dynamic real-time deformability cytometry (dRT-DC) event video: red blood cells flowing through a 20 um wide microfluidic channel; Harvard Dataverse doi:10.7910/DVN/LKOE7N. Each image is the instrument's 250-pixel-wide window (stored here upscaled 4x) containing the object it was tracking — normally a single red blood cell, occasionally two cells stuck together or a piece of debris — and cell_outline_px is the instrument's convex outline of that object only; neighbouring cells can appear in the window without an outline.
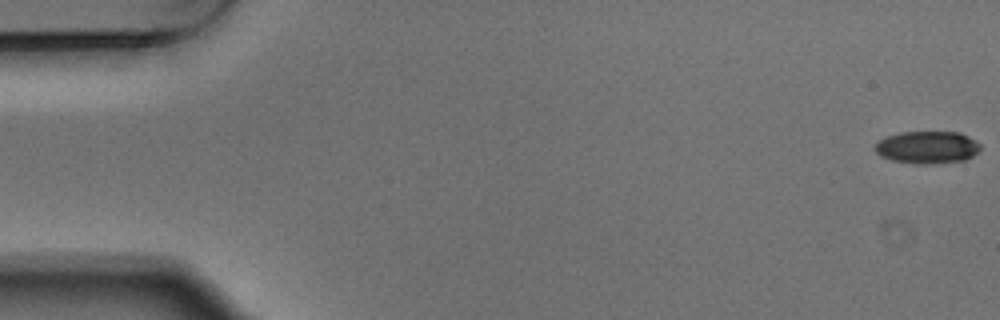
{"species": "Egyptian fruit bat (a non-hibernating species)", "species_latin": "Rousettus aegyptiacus", "temperature_condition": "warm", "stored_images_in_passage": 5, "camera_frame_rate_fps": 3000, "um_per_image_px": 0.085, "animal": {"sex": "male"}, "frame": {"image": 1, "passage_image": 1, "time_ms": 0.0, "image_size_px": [1000, 320], "cell_outline_px": [[980, 148], [972, 156], [964, 160], [928, 164], [916, 164], [892, 160], [880, 156], [876, 152], [876, 144], [880, 140], [888, 136], [900, 132], [960, 132], [976, 140], [980, 144]], "centroid_in_image_um": [78.83, 12.52], "position_along_channel_um": 6.2, "area_um2": 19.77}}
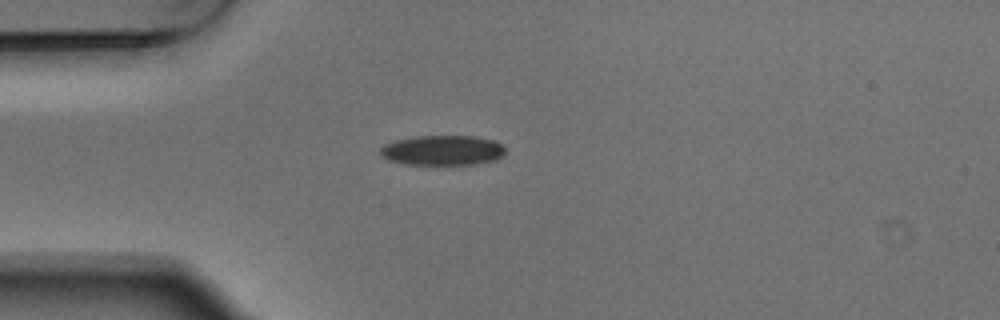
{"frame": {"image": 2, "passage_image": 4, "time_ms": 1.0, "image_size_px": [1000, 320], "cell_outline_px": [[504, 152], [496, 160], [476, 164], [404, 164], [388, 160], [380, 156], [380, 148], [384, 144], [396, 140], [416, 136], [472, 136], [492, 140], [500, 144], [504, 148]], "centroid_in_image_um": [37.56, 12.78], "position_along_channel_um": 47.4, "area_um2": 21.73}}